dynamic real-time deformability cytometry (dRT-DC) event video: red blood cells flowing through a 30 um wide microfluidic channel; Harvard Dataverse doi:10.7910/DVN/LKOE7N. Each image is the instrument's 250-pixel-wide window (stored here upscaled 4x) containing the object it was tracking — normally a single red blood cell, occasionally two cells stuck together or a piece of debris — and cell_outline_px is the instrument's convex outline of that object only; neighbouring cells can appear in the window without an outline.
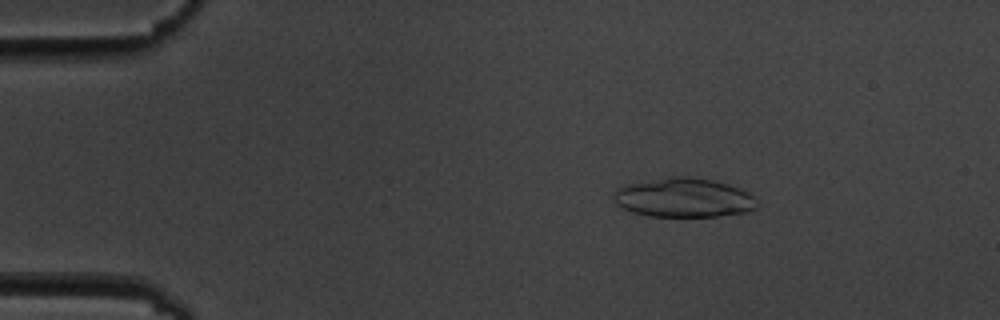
{"species": "common noctule bat (a hibernating species)", "species_latin": "Nyctalus noctula", "temperature_condition": "cold", "stored_images_in_passage": 3, "camera_frame_rate_fps": 3000, "um_per_image_px": 0.085, "animal": {"sex": "male", "body_mass_g": 19.5, "forearm_length_mm": 54.6}, "frame": {"image": 1, "passage_image": 2, "time_ms": 1.0, "image_size_px": [1000, 320], "cell_outline_px": [[756, 208], [748, 212], [716, 216], [648, 216], [632, 212], [616, 204], [616, 192], [624, 184], [676, 176], [684, 176], [712, 180], [728, 184], [748, 192], [756, 200]], "centroid_in_image_um": [58.14, 16.81], "position_along_channel_um": 26.9, "area_um2": 32.31}}